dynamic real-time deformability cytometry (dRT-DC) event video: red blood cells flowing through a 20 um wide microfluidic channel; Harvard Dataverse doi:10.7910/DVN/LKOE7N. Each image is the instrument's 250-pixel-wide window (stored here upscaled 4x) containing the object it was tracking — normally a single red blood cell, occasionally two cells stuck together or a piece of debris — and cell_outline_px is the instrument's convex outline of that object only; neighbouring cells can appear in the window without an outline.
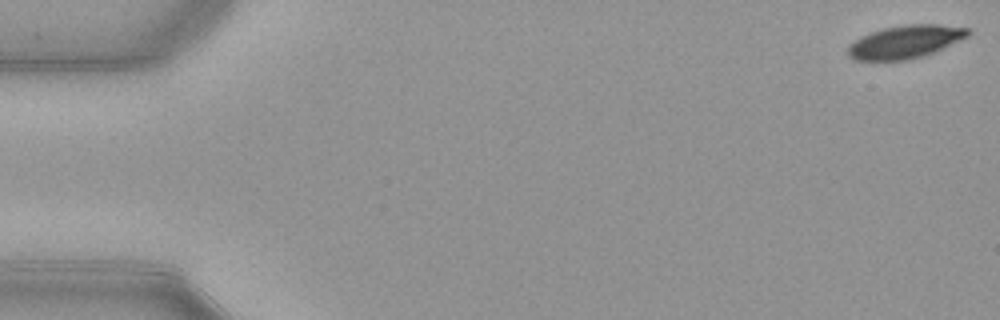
{"species": "common noctule bat (a hibernating species)", "species_latin": "Nyctalus noctula", "temperature_condition": "warm", "stored_images_in_passage": 53, "camera_frame_rate_fps": 3000, "um_per_image_px": 0.085, "animal": {"sex": "female", "body_mass_g": 21.9}, "frame": {"image": 1, "passage_image": 1, "time_ms": 0.0, "image_size_px": [1000, 320], "cell_outline_px": [[972, 32], [968, 36], [924, 56], [908, 60], [852, 60], [848, 56], [848, 48], [860, 36], [884, 28], [908, 24], [936, 24], [968, 28]], "centroid_in_image_um": [76.94, 3.56], "position_along_channel_um": 8.1, "area_um2": 22.83}}
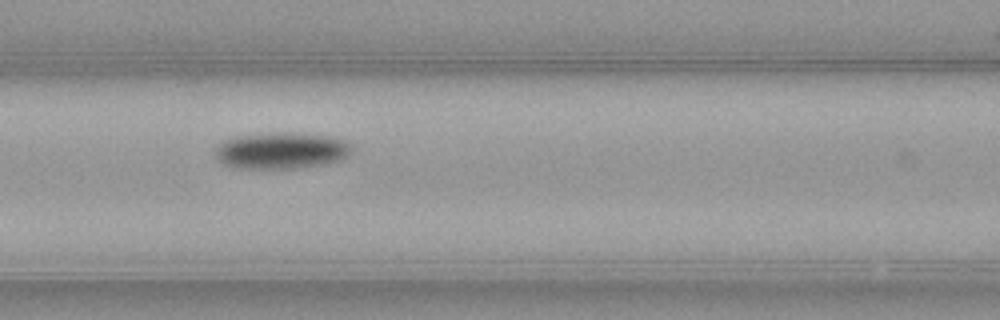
{"frame": {"image": 2, "passage_image": 23, "time_ms": 7.333, "image_size_px": [1000, 320], "cell_outline_px": [[352, 152], [344, 160], [328, 164], [300, 168], [232, 168], [216, 160], [216, 148], [224, 140], [232, 136], [280, 132], [292, 132], [332, 136], [344, 140], [352, 148]], "centroid_in_image_um": [23.94, 12.8], "position_along_channel_um": 142.7, "area_um2": 29.59}}
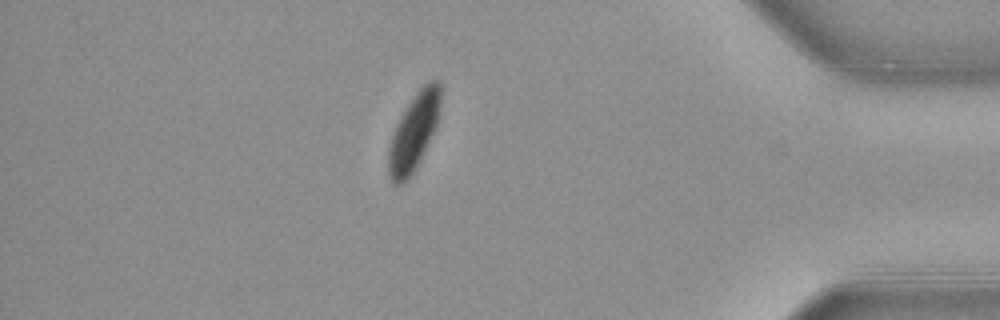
{"frame": {"image": 3, "passage_image": 46, "time_ms": 15.0, "image_size_px": [1000, 320], "cell_outline_px": [[440, 116], [436, 128], [416, 168], [408, 180], [404, 184], [396, 184], [388, 176], [388, 148], [396, 124], [412, 96], [428, 80], [440, 80]], "centroid_in_image_um": [35.19, 11.21], "position_along_channel_um": 400.0, "area_um2": 23.58}, "authors_computed_cell_mechanics": {"area_um2": 26.1256, "velocity_mm_per_s": 3.8888, "shape_relaxation_time_tau1_ms": 3.4599, "shape_relaxation_time_tau2_ms": null, "deformation_change_tau1": 0.117, "deformation_change_tau2": null}}